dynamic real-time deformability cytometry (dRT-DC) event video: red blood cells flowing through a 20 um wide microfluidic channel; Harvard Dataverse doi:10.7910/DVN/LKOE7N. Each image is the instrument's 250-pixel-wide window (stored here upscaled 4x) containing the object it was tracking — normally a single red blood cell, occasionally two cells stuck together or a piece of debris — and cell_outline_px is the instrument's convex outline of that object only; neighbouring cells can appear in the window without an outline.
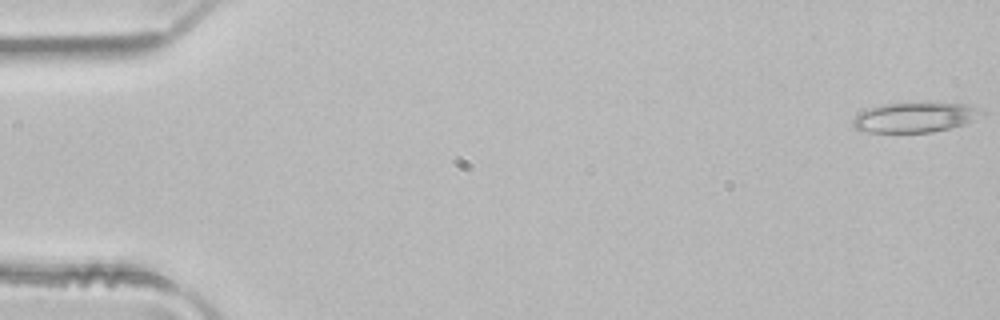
{"species": "common noctule bat (a hibernating species)", "species_latin": "Nyctalus noctula", "temperature_condition": "room temperature", "stored_images_in_passage": 4, "camera_frame_rate_fps": 3000, "um_per_image_px": 0.085, "animal": {"sex": "male", "body_mass_g": 21.5, "forearm_length_mm": 52.0}, "frame": {"image": 1, "passage_image": 1, "time_ms": 0.0, "image_size_px": [1000, 320], "cell_outline_px": [[984, 112], [972, 120], [964, 124], [932, 132], [868, 132], [856, 128], [852, 124], [852, 120], [856, 116], [872, 108], [884, 104], [964, 104], [984, 108]], "centroid_in_image_um": [77.81, 9.99], "position_along_channel_um": 7.2, "area_um2": 21.68}}
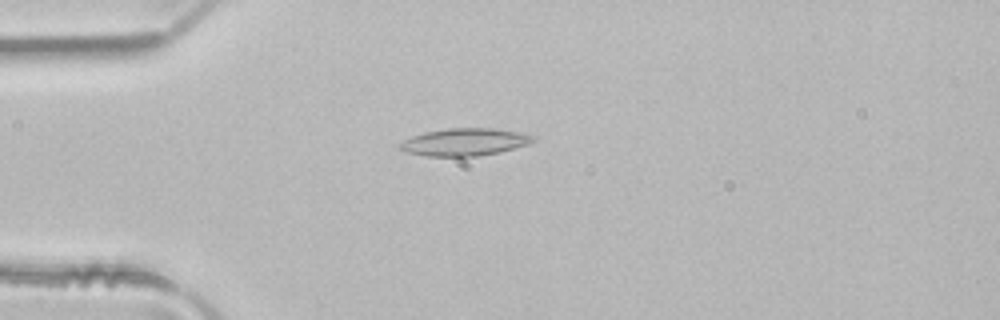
{"frame": {"image": 2, "passage_image": 4, "time_ms": 1.0, "image_size_px": [1000, 320], "cell_outline_px": [[536, 140], [528, 144], [500, 152], [476, 156], [428, 156], [408, 152], [400, 148], [396, 144], [412, 136], [424, 132], [448, 128], [496, 128], [536, 136]], "centroid_in_image_um": [39.49, 12.06], "position_along_channel_um": 45.5, "area_um2": 21.21}}